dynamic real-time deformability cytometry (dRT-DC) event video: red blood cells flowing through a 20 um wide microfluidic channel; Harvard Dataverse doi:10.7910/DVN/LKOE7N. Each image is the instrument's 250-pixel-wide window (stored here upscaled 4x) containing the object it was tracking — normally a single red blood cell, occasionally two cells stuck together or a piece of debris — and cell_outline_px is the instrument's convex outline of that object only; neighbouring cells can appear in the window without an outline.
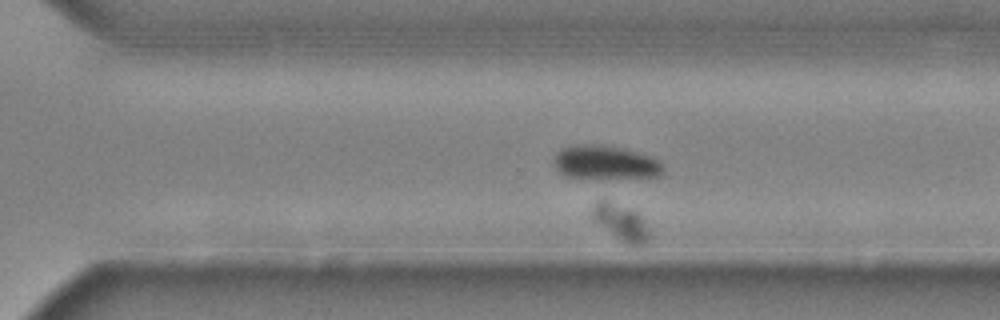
{"species": "common noctule bat (a hibernating species)", "species_latin": "Nyctalus noctula", "temperature_condition": "cold", "stored_images_in_passage": 26, "segment_of_instrument_passage": [2, 2], "camera_frame_rate_fps": 3000, "um_per_image_px": 0.085, "animal": {"sex": "male", "body_mass_g": 20.4}, "frame": {"image": 1, "passage_image": 19, "time_ms": 6.0, "image_size_px": [1000, 320], "cell_outline_px": [[648, 236], [644, 244], [640, 248], [632, 248], [620, 240], [596, 220], [592, 216], [592, 212], [596, 204], [600, 200], [604, 200], [636, 212], [640, 216], [648, 232]], "centroid_in_image_um": [52.83, 18.98], "position_along_channel_um": 317.8, "area_um2": 11.33}}